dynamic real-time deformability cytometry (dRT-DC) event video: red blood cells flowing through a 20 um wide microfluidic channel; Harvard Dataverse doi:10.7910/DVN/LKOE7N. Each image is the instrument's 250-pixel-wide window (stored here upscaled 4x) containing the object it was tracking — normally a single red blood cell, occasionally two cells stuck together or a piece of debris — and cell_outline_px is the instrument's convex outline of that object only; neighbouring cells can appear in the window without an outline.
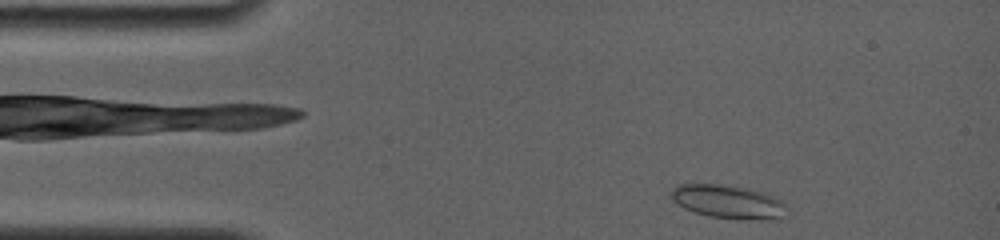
{"species": "common noctule bat (a hibernating species)", "species_latin": "Nyctalus noctula", "temperature_condition": "room temperature", "stored_images_in_passage": 70, "camera_frame_rate_fps": 4000, "um_per_image_px": 0.085, "animal": {"sex": "female", "body_mass_g": 19.0, "forearm_length_mm": 56.7}, "frame": {"image": 1, "passage_image": 2, "time_ms": 0.25, "image_size_px": [1000, 240], "cell_outline_px": [[788, 216], [772, 220], [736, 220], [708, 216], [692, 212], [684, 208], [672, 200], [668, 196], [672, 188], [680, 184], [720, 184], [744, 188], [764, 192], [780, 200], [784, 204]], "centroid_in_image_um": [61.88, 17.18], "position_along_channel_um": 23.1, "area_um2": 23.06}}
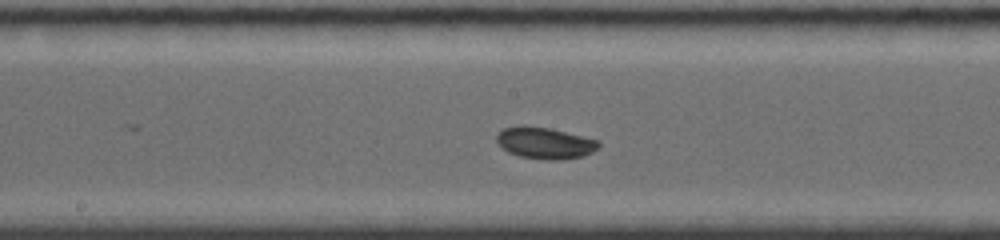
{"frame": {"image": 2, "passage_image": 39, "time_ms": 6.5, "image_size_px": [1000, 240], "cell_outline_px": [[600, 144], [592, 152], [584, 156], [560, 160], [544, 160], [520, 156], [508, 152], [496, 144], [496, 136], [504, 128], [552, 128], [600, 140]], "centroid_in_image_um": [46.36, 12.19], "position_along_channel_um": 201.8, "area_um2": 18.44}}
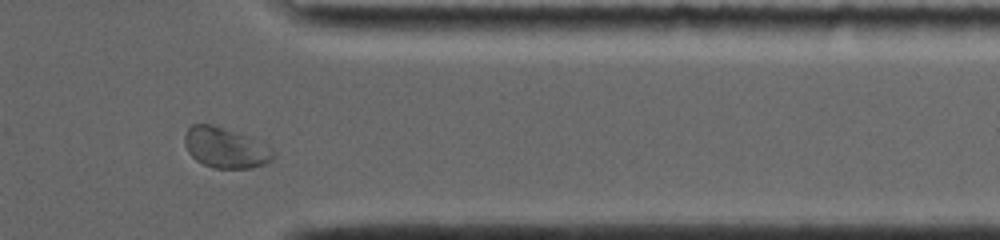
{"frame": {"image": 3, "passage_image": 64, "time_ms": 11.5, "image_size_px": [1000, 240], "cell_outline_px": [[276, 156], [272, 160], [264, 164], [252, 168], [212, 168], [196, 160], [188, 152], [184, 144], [184, 136], [188, 128], [192, 124], [212, 124], [236, 132], [272, 148], [276, 152]], "centroid_in_image_um": [19.15, 12.57], "position_along_channel_um": 392.2, "area_um2": 20.81}}